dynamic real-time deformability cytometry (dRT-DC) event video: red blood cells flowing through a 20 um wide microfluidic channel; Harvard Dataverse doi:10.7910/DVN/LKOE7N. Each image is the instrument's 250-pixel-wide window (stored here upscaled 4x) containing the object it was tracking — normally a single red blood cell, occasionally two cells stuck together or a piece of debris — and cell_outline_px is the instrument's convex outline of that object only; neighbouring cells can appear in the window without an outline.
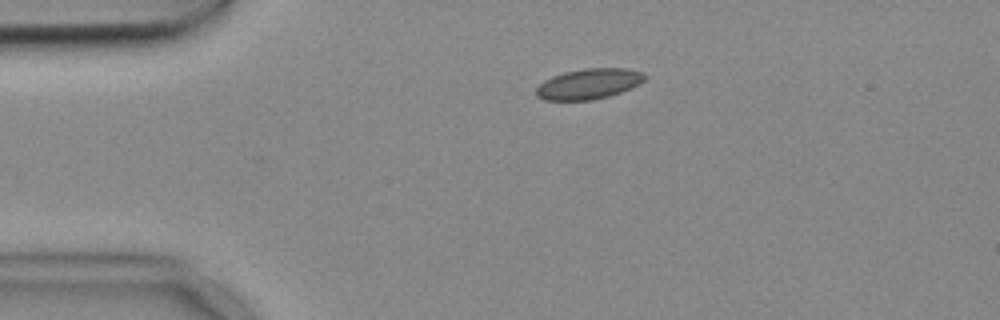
{"species": "common noctule bat (a hibernating species)", "species_latin": "Nyctalus noctula", "temperature_condition": "cold", "stored_images_in_passage": 2, "camera_frame_rate_fps": 3000, "um_per_image_px": 0.085, "animal": {"sex": "female", "body_mass_g": 18.4}, "frame": {"image": 1, "passage_image": 1, "time_ms": 0.0, "image_size_px": [1000, 320], "cell_outline_px": [[648, 76], [640, 84], [632, 88], [608, 96], [592, 100], [544, 100], [536, 96], [536, 88], [544, 80], [552, 76], [564, 72], [584, 68], [628, 68], [644, 72]], "centroid_in_image_um": [50.08, 7.12], "position_along_channel_um": 34.9, "area_um2": 19.48}}